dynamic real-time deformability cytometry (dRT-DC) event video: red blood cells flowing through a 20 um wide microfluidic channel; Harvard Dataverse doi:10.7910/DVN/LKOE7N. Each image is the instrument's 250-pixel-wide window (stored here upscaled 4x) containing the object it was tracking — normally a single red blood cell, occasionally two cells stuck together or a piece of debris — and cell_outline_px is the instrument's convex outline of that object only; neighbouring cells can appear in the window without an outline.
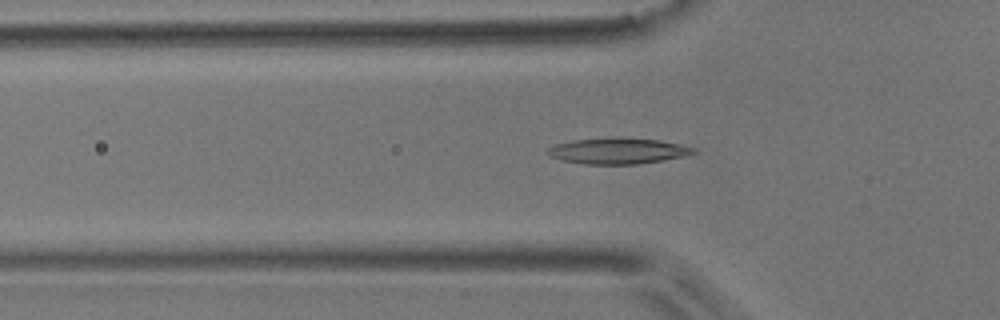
{"species": "common noctule bat (a hibernating species)", "species_latin": "Nyctalus noctula", "temperature_condition": "room temperature", "stored_images_in_passage": 35, "camera_frame_rate_fps": 3000, "um_per_image_px": 0.085, "animal": {"sex": "male", "body_mass_g": 17.9}, "frame": {"image": 1, "passage_image": 16, "time_ms": 5.0, "image_size_px": [1000, 320], "cell_outline_px": [[696, 152], [684, 156], [664, 160], [636, 164], [584, 164], [564, 160], [548, 156], [544, 152], [548, 148], [556, 144], [572, 140], [660, 140], [696, 148]], "centroid_in_image_um": [52.5, 12.87], "position_along_channel_um": 73.3, "area_um2": 21.04}}
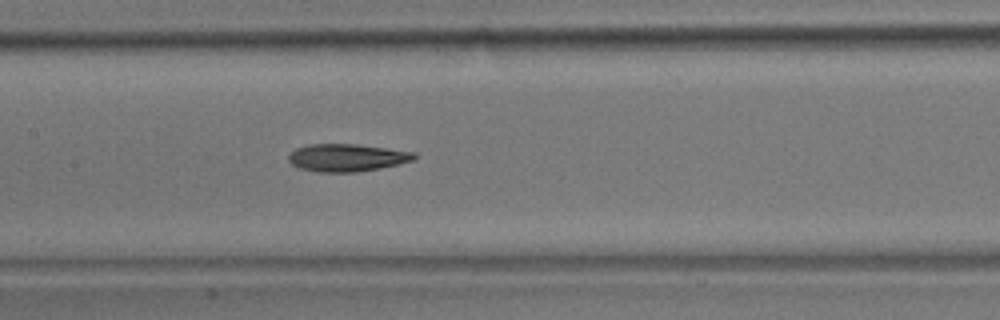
{"frame": {"image": 2, "passage_image": 24, "time_ms": 7.667, "image_size_px": [1000, 320], "cell_outline_px": [[416, 160], [380, 168], [356, 172], [316, 172], [300, 168], [292, 164], [288, 160], [288, 156], [296, 148], [308, 144], [356, 144], [416, 152]], "centroid_in_image_um": [29.5, 13.4], "position_along_channel_um": 177.9, "area_um2": 20.23}}
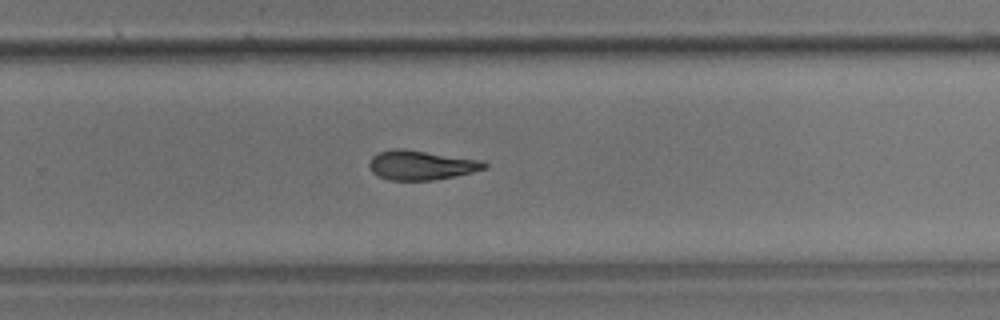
{"frame": {"image": 3, "passage_image": 33, "time_ms": 10.667, "image_size_px": [1000, 320], "cell_outline_px": [[488, 164], [484, 168], [472, 172], [456, 176], [432, 180], [388, 180], [376, 176], [368, 168], [368, 164], [372, 156], [380, 152], [392, 148], [404, 148], [484, 160]], "centroid_in_image_um": [35.77, 14.03], "position_along_channel_um": 294.0, "area_um2": 20.06}}